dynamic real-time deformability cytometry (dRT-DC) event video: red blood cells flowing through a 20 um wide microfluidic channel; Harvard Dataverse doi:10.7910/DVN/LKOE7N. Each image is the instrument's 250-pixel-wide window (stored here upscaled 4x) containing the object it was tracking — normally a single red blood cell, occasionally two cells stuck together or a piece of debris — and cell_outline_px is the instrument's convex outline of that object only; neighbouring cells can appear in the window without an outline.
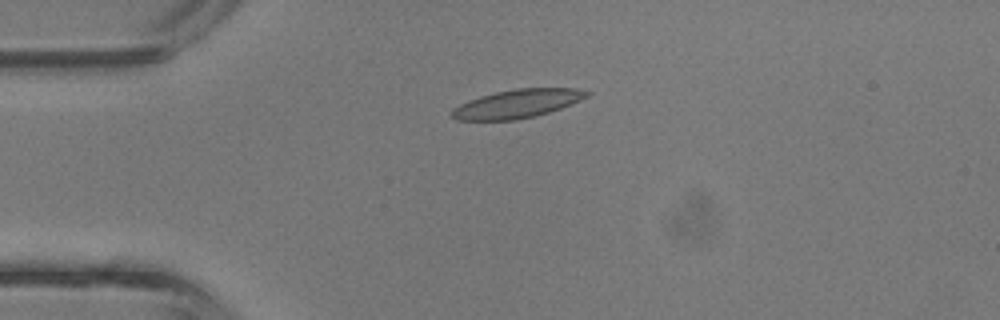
{"species": "common noctule bat (a hibernating species)", "species_latin": "Nyctalus noctula", "temperature_condition": "room temperature", "stored_images_in_passage": 3, "camera_frame_rate_fps": 3000, "um_per_image_px": 0.085, "animal": {"sex": "male", "body_mass_g": 13.3}, "frame": {"image": 1, "passage_image": 2, "time_ms": 0.333, "image_size_px": [1000, 320], "cell_outline_px": [[592, 92], [588, 96], [580, 100], [560, 108], [548, 112], [516, 120], [456, 120], [452, 116], [452, 108], [468, 100], [480, 96], [496, 92], [516, 88], [576, 88]], "centroid_in_image_um": [43.96, 8.81], "position_along_channel_um": 41.0, "area_um2": 22.25}}